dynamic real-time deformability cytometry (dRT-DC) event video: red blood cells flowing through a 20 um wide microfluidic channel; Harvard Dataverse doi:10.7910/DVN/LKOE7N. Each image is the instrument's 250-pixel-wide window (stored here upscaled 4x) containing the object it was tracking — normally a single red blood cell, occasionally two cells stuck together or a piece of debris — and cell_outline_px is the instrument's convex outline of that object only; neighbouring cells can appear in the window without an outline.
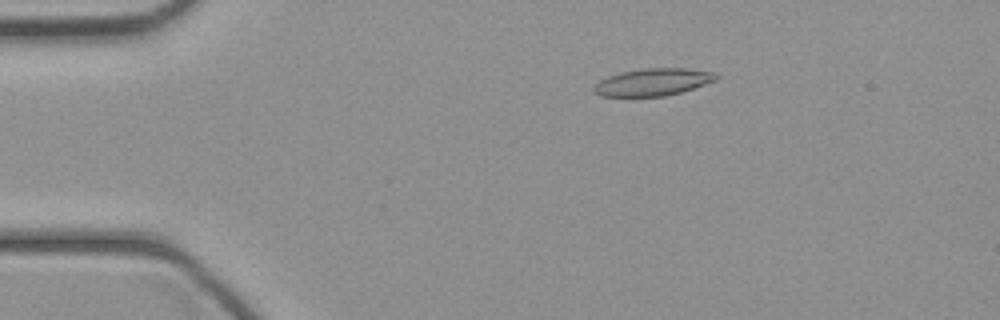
{"species": "common noctule bat (a hibernating species)", "species_latin": "Nyctalus noctula", "temperature_condition": "cold", "stored_images_in_passage": 44, "camera_frame_rate_fps": 3000, "um_per_image_px": 0.085, "animal": {"sex": "female", "body_mass_g": 21.9}, "frame": {"image": 1, "passage_image": 8, "time_ms": 2.333, "image_size_px": [1000, 320], "cell_outline_px": [[720, 76], [716, 80], [680, 92], [664, 96], [600, 96], [592, 88], [600, 80], [608, 76], [620, 72], [644, 68], [688, 68], [716, 72]], "centroid_in_image_um": [55.52, 6.96], "position_along_channel_um": 29.5, "area_um2": 19.36}}
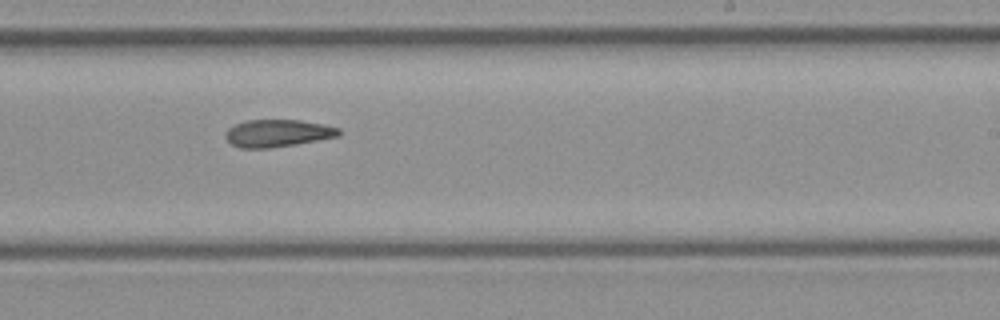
{"frame": {"image": 2, "passage_image": 27, "time_ms": 8.667, "image_size_px": [1000, 320], "cell_outline_px": [[340, 136], [268, 148], [240, 148], [232, 144], [224, 136], [224, 132], [228, 128], [236, 124], [248, 120], [300, 120], [324, 124], [340, 128]], "centroid_in_image_um": [23.58, 11.31], "position_along_channel_um": 265.4, "area_um2": 17.92}}
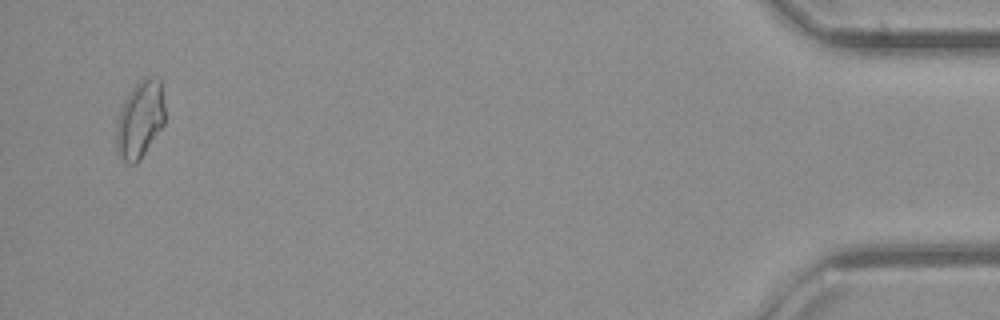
{"frame": {"image": 3, "passage_image": 43, "time_ms": 14.0, "image_size_px": [1000, 320], "cell_outline_px": [[164, 124], [140, 160], [136, 164], [128, 164], [120, 156], [116, 148], [116, 124], [124, 100], [132, 88], [144, 76], [152, 76], [160, 80], [164, 104]], "centroid_in_image_um": [11.89, 10.16], "position_along_channel_um": 423.3, "area_um2": 21.85}}